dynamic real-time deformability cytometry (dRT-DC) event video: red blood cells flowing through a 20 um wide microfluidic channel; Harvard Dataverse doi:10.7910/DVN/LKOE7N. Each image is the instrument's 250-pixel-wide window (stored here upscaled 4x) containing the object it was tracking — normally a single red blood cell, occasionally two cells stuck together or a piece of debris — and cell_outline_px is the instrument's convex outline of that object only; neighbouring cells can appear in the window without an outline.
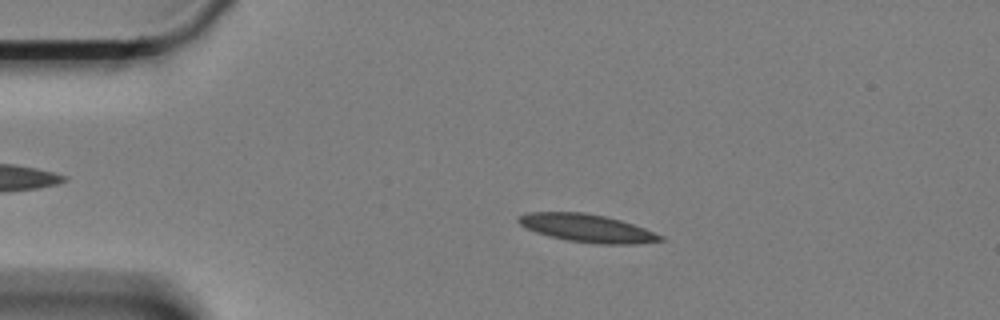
{"species": "Egyptian fruit bat (a non-hibernating species)", "species_latin": "Rousettus aegyptiacus", "temperature_condition": "cold", "stored_images_in_passage": 59, "camera_frame_rate_fps": 3000, "um_per_image_px": 0.085, "animal": {"sex": "female"}, "frame": {"image": 1, "passage_image": 11, "time_ms": 3.333, "image_size_px": [1000, 320], "cell_outline_px": [[664, 240], [640, 244], [596, 244], [568, 240], [548, 236], [536, 232], [520, 224], [516, 220], [520, 216], [528, 212], [584, 212], [604, 216], [620, 220], [644, 228], [664, 236]], "centroid_in_image_um": [49.93, 19.4], "position_along_channel_um": 35.1, "area_um2": 23.0}}
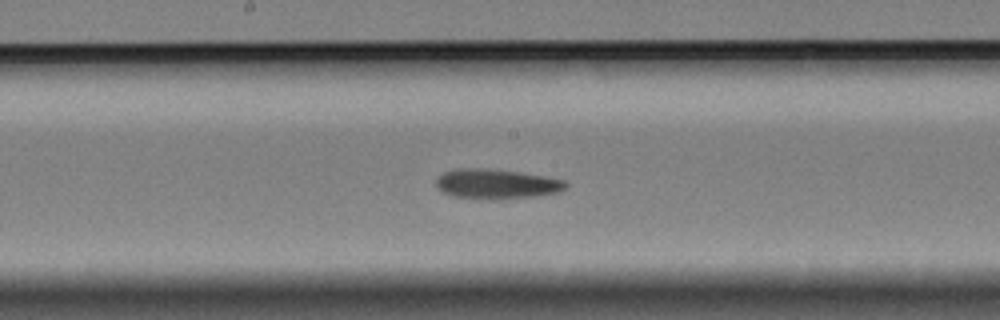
{"frame": {"image": 2, "passage_image": 30, "time_ms": 9.667, "image_size_px": [1000, 320], "cell_outline_px": [[568, 188], [560, 192], [532, 196], [500, 200], [452, 196], [444, 192], [436, 184], [436, 180], [444, 172], [456, 168], [488, 168], [544, 176], [564, 180], [568, 184]], "centroid_in_image_um": [42.23, 15.64], "position_along_channel_um": 206.0, "area_um2": 22.43}}
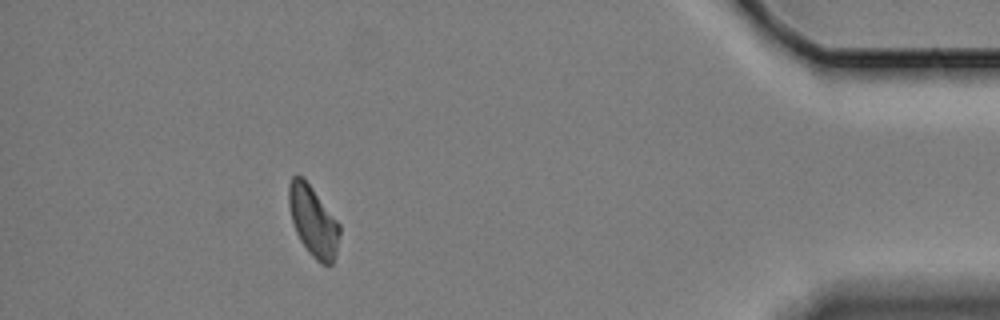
{"frame": {"image": 3, "passage_image": 53, "time_ms": 17.333, "image_size_px": [1000, 320], "cell_outline_px": [[340, 236], [336, 252], [332, 264], [320, 264], [308, 252], [300, 240], [296, 232], [292, 220], [288, 204], [288, 184], [292, 176], [300, 176], [312, 188], [340, 224]], "centroid_in_image_um": [26.61, 18.82], "position_along_channel_um": 408.6, "area_um2": 20.63}, "authors_computed_cell_mechanics": {"area_um2": 21.9062, "velocity_mm_per_s": 3.3075, "shape_relaxation_time_tau1_ms": 7.6889, "shape_relaxation_time_tau2_ms": null, "deformation_change_tau1": 0.1514, "deformation_change_tau2": null}}